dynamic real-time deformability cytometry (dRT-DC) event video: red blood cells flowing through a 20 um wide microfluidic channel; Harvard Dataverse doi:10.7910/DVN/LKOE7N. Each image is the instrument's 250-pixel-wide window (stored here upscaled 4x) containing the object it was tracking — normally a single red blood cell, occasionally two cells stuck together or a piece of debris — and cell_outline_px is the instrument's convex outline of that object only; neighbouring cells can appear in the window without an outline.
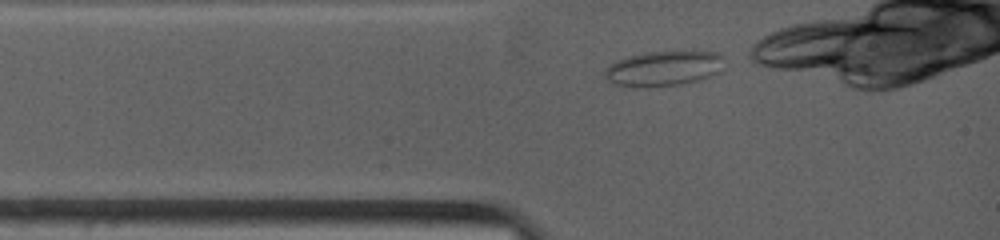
{"species": "common noctule bat (a hibernating species)", "species_latin": "Nyctalus noctula", "temperature_condition": "warm", "stored_images_in_passage": 21, "camera_frame_rate_fps": 4500, "um_per_image_px": 0.085, "animal": {"sex": "female", "body_mass_g": 19.0, "forearm_length_mm": 53.3}, "frame": {"image": 1, "passage_image": 1, "time_ms": 0.0, "image_size_px": [1000, 240], "cell_outline_px": [[724, 56], [720, 72], [712, 76], [680, 84], [648, 88], [636, 88], [612, 84], [604, 76], [604, 68], [616, 60], [628, 56], [644, 52], [692, 48], [720, 52]], "centroid_in_image_um": [56.43, 5.77], "position_along_channel_um": 28.6, "area_um2": 25.84}}
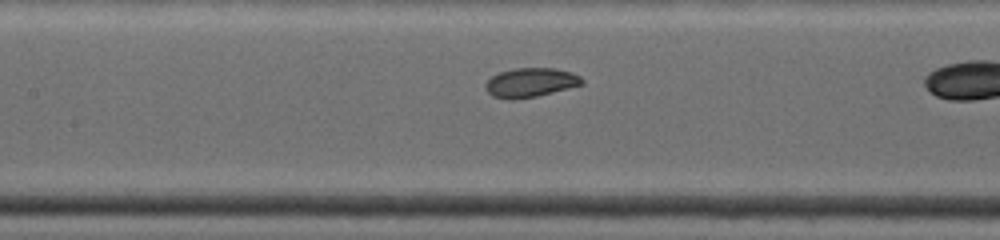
{"frame": {"image": 2, "passage_image": 12, "time_ms": 3.556, "image_size_px": [1000, 240], "cell_outline_px": [[584, 84], [536, 96], [516, 100], [508, 100], [492, 96], [484, 88], [484, 84], [492, 76], [500, 72], [512, 68], [556, 68], [572, 72], [580, 76], [584, 80]], "centroid_in_image_um": [45.08, 7.02], "position_along_channel_um": 162.3, "area_um2": 16.59}}
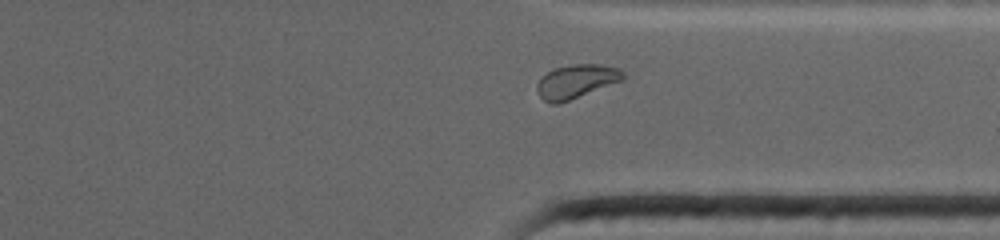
{"frame": {"image": 3, "passage_image": 21, "time_ms": 8.667, "image_size_px": [1000, 240], "cell_outline_px": [[624, 80], [568, 100], [556, 104], [552, 104], [544, 100], [536, 92], [536, 84], [548, 72], [556, 68], [572, 64], [600, 64], [620, 68], [624, 72]], "centroid_in_image_um": [49.0, 6.91], "position_along_channel_um": 362.4, "area_um2": 16.76}, "authors_computed_cell_mechanics": {"area_um2": 16.5886, "velocity_mm_per_s": 3.9122, "shape_relaxation_time_tau1_ms": null, "shape_relaxation_time_tau2_ms": 6.9816, "deformation_change_tau1": null, "deformation_change_tau2": 0.0946}}